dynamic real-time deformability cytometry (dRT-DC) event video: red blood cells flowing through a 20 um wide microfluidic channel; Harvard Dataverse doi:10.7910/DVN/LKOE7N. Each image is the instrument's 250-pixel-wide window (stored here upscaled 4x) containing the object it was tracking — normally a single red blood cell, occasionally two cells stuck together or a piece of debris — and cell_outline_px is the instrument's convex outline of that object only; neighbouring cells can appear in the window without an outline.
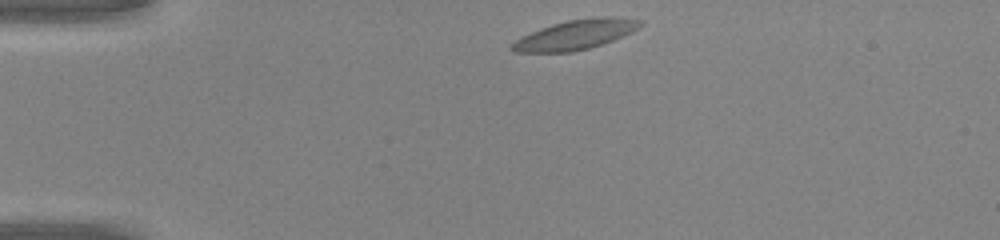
{"species": "common noctule bat (a hibernating species)", "species_latin": "Nyctalus noctula", "temperature_condition": "warm", "stored_images_in_passage": 39, "camera_frame_rate_fps": 3000, "um_per_image_px": 0.085, "animal": {"sex": "male", "body_mass_g": 20.0, "forearm_length_mm": 53.3}, "frame": {"image": 1, "passage_image": 1, "time_ms": 0.0, "image_size_px": [1000, 240], "cell_outline_px": [[644, 20], [632, 32], [612, 40], [588, 48], [572, 52], [516, 52], [512, 48], [512, 44], [516, 40], [532, 32], [568, 20], [604, 16], [612, 16]], "centroid_in_image_um": [48.97, 2.94], "position_along_channel_um": 36.0, "area_um2": 21.44}}
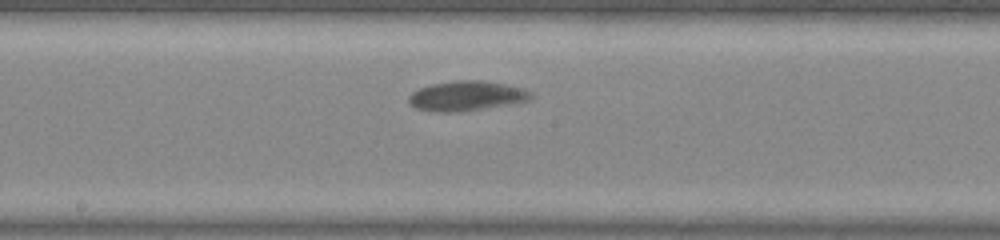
{"frame": {"image": 2, "passage_image": 17, "time_ms": 5.333, "image_size_px": [1000, 240], "cell_outline_px": [[532, 100], [508, 104], [452, 112], [436, 112], [416, 108], [408, 100], [408, 96], [412, 92], [420, 88], [432, 84], [456, 80], [480, 80], [504, 84], [520, 88], [532, 92]], "centroid_in_image_um": [39.64, 8.14], "position_along_channel_um": 208.6, "area_um2": 20.81}}
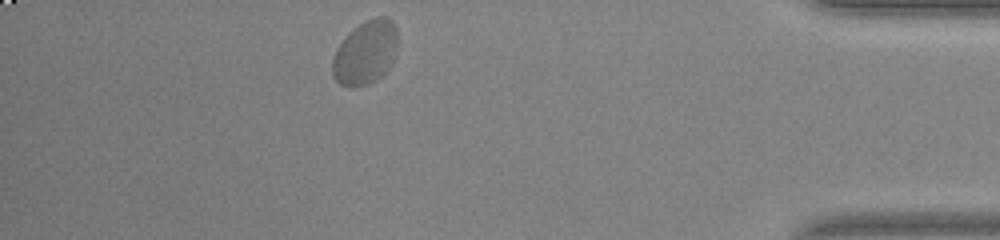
{"frame": {"image": 3, "passage_image": 34, "time_ms": 11.0, "image_size_px": [1000, 240], "cell_outline_px": [[396, 48], [392, 64], [376, 80], [368, 84], [352, 88], [340, 84], [332, 76], [332, 56], [336, 48], [348, 32], [364, 20], [376, 16], [388, 16], [392, 20], [396, 28]], "centroid_in_image_um": [31.03, 4.45], "position_along_channel_um": 404.2, "area_um2": 24.57}}